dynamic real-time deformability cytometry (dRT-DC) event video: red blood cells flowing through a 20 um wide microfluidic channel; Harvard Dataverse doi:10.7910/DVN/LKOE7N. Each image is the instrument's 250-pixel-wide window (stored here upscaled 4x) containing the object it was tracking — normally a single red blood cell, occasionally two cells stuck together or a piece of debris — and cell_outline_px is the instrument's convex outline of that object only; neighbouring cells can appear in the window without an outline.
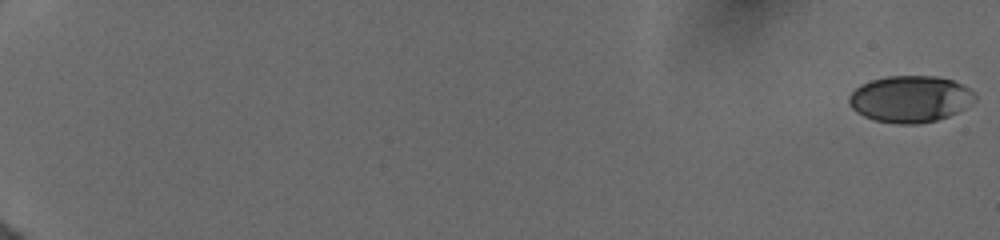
{"species": "human", "species_latin": "Homo sapiens", "temperature_condition": "cold", "stored_images_in_passage": 16, "camera_frame_rate_fps": 3000, "um_per_image_px": 0.085, "donor": {"sex": "female"}, "frame": {"image": 1, "passage_image": 1, "time_ms": 0.0, "image_size_px": [1000, 240], "cell_outline_px": [[976, 100], [964, 108], [948, 116], [936, 120], [916, 124], [900, 124], [876, 120], [864, 116], [856, 112], [848, 104], [848, 96], [860, 84], [872, 80], [888, 76], [936, 76], [952, 80], [968, 88], [976, 96]], "centroid_in_image_um": [77.34, 8.41], "position_along_channel_um": 7.7, "area_um2": 34.04}}
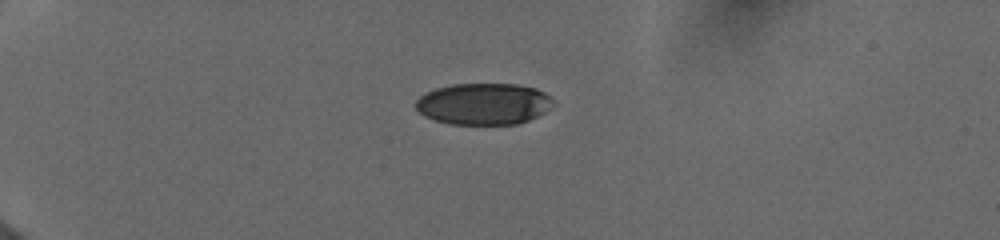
{"frame": {"image": 2, "passage_image": 12, "time_ms": 5.333, "image_size_px": [1000, 240], "cell_outline_px": [[556, 104], [544, 112], [528, 120], [516, 124], [448, 124], [424, 116], [416, 108], [416, 100], [420, 96], [436, 88], [452, 84], [516, 84], [536, 88], [544, 92], [556, 100]], "centroid_in_image_um": [41.14, 8.82], "position_along_channel_um": 43.9, "area_um2": 33.35}}
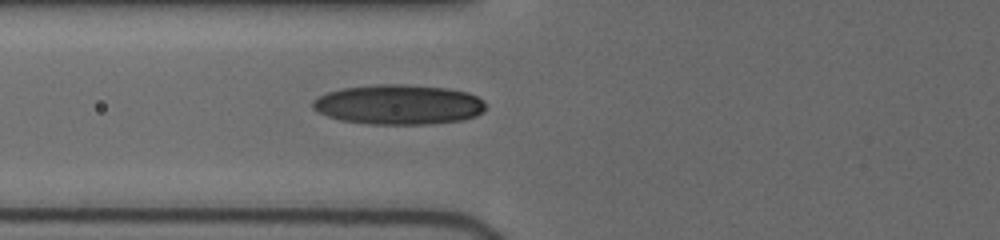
{"frame": {"image": 3, "passage_image": 16, "time_ms": 8.0, "image_size_px": [1000, 240], "cell_outline_px": [[484, 112], [476, 116], [464, 120], [428, 124], [372, 124], [340, 120], [328, 116], [312, 108], [312, 100], [328, 92], [340, 88], [380, 84], [404, 84], [448, 88], [468, 92], [484, 100]], "centroid_in_image_um": [33.9, 8.88], "position_along_channel_um": 91.9, "area_um2": 40.34}}